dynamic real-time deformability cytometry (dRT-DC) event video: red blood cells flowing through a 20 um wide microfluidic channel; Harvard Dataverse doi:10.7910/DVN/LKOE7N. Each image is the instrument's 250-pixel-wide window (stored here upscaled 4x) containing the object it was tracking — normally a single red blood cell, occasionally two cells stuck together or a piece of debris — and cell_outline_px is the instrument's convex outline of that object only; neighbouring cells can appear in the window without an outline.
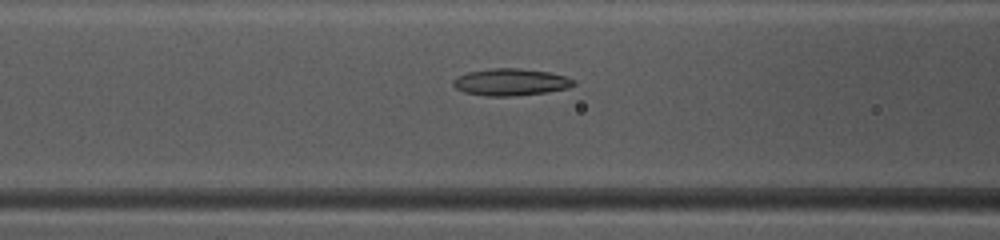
{"species": "common noctule bat (a hibernating species)", "species_latin": "Nyctalus noctula", "temperature_condition": "warm", "stored_images_in_passage": 48, "camera_frame_rate_fps": 3000, "um_per_image_px": 0.085, "animal": {"sex": "female", "body_mass_g": 10.0, "forearm_length_mm": 53.1}, "frame": {"image": 1, "passage_image": 20, "time_ms": 6.333, "image_size_px": [1000, 240], "cell_outline_px": [[576, 84], [568, 88], [548, 92], [512, 96], [484, 96], [464, 92], [456, 88], [452, 84], [452, 80], [456, 76], [468, 72], [492, 68], [520, 68], [548, 72], [568, 76], [576, 80]], "centroid_in_image_um": [43.42, 6.98], "position_along_channel_um": 123.2, "area_um2": 19.19}}
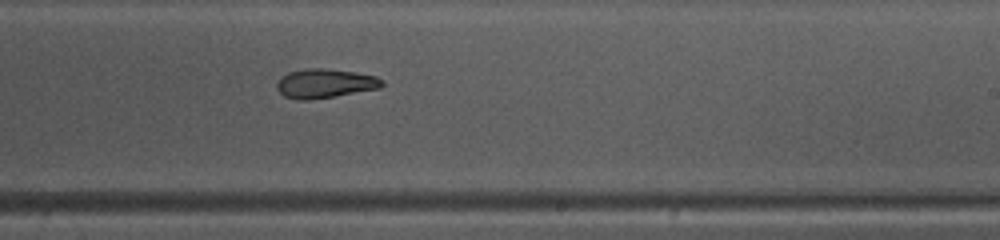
{"frame": {"image": 2, "passage_image": 30, "time_ms": 9.667, "image_size_px": [1000, 240], "cell_outline_px": [[384, 84], [380, 88], [308, 100], [296, 100], [284, 96], [276, 88], [276, 84], [288, 72], [304, 68], [324, 68], [356, 72], [376, 76], [384, 80]], "centroid_in_image_um": [27.63, 7.08], "position_along_channel_um": 261.4, "area_um2": 17.8}}
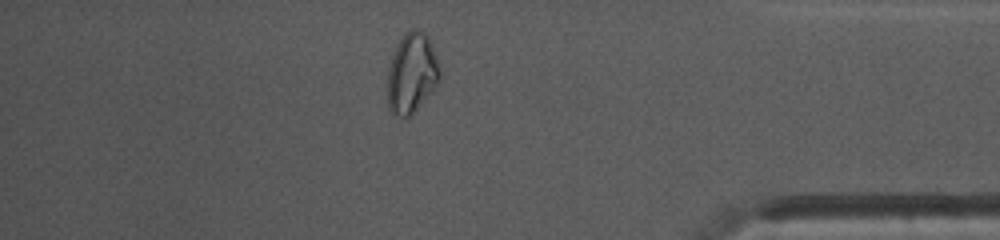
{"frame": {"image": 3, "passage_image": 42, "time_ms": 13.667, "image_size_px": [1000, 240], "cell_outline_px": [[440, 80], [432, 92], [412, 116], [396, 116], [388, 108], [388, 68], [396, 44], [404, 32], [408, 28], [416, 28], [424, 32], [428, 36], [436, 52], [440, 68]], "centroid_in_image_um": [35.02, 6.19], "position_along_channel_um": 400.2, "area_um2": 24.97}, "authors_computed_cell_mechanics": {"area_um2": 19.7387, "velocity_mm_per_s": 4.141, "shape_relaxation_time_tau1_ms": 5.0258, "shape_relaxation_time_tau2_ms": 4.2854, "deformation_change_tau1": 0.1703, "deformation_change_tau2": 0.1217}}